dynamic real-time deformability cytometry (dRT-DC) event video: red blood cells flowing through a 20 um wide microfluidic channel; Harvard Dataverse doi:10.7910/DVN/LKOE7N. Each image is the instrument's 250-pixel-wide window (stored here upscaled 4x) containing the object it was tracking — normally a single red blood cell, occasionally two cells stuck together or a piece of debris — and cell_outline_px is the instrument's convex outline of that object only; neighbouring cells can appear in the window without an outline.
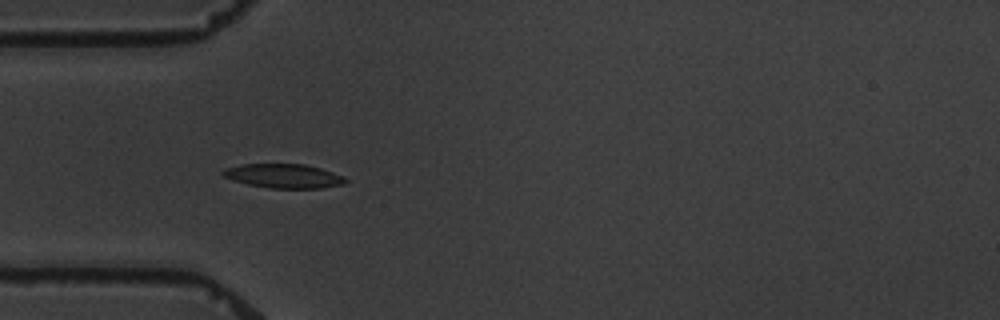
{"species": "common noctule bat (a hibernating species)", "species_latin": "Nyctalus noctula", "temperature_condition": "warm", "stored_images_in_passage": 9, "camera_frame_rate_fps": 3000, "um_per_image_px": 0.085, "animal": {"sex": "male", "body_mass_g": 19.5, "forearm_length_mm": 54.6}, "frame": {"image": 1, "passage_image": 6, "time_ms": 5.667, "image_size_px": [1000, 320], "cell_outline_px": [[348, 180], [344, 184], [320, 188], [268, 188], [248, 184], [232, 180], [224, 176], [220, 172], [224, 168], [244, 164], [304, 164], [320, 168], [344, 176]], "centroid_in_image_um": [24.11, 14.96], "position_along_channel_um": 60.9, "area_um2": 17.22}}
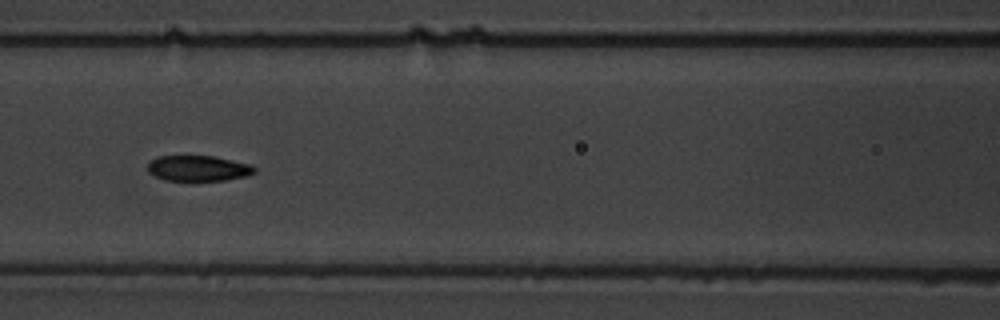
{"frame": {"image": 2, "passage_image": 8, "time_ms": 8.333, "image_size_px": [1000, 320], "cell_outline_px": [[256, 172], [244, 176], [224, 180], [164, 180], [148, 172], [148, 160], [156, 156], [212, 156], [248, 164], [256, 168]], "centroid_in_image_um": [16.78, 14.3], "position_along_channel_um": 149.8, "area_um2": 15.72}}
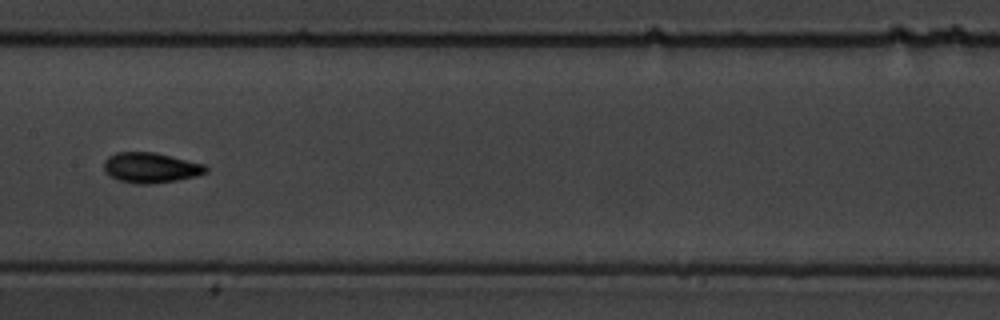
{"frame": {"image": 3, "passage_image": 9, "time_ms": 9.667, "image_size_px": [1000, 320], "cell_outline_px": [[208, 172], [196, 176], [176, 180], [152, 184], [136, 184], [116, 180], [108, 176], [104, 172], [104, 160], [108, 156], [116, 152], [156, 152], [204, 164], [208, 168]], "centroid_in_image_um": [12.77, 14.26], "position_along_channel_um": 194.6, "area_um2": 18.26}}